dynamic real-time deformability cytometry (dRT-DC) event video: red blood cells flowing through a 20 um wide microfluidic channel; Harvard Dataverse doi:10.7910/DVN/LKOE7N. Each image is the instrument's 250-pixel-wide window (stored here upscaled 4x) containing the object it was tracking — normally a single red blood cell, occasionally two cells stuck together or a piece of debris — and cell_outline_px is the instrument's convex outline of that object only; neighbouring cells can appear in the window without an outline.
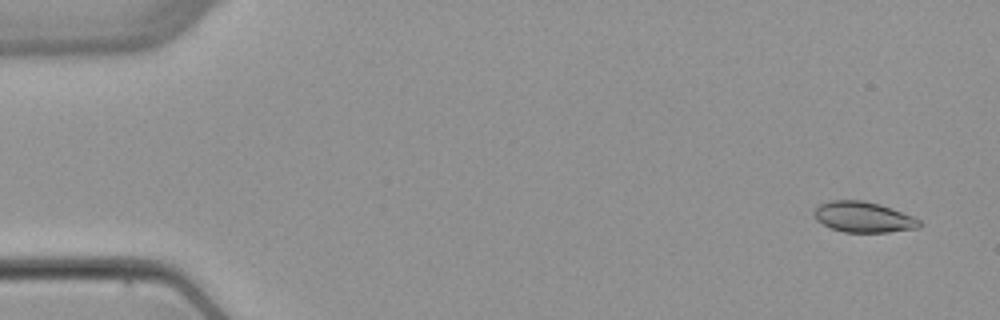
{"species": "common noctule bat (a hibernating species)", "species_latin": "Nyctalus noctula", "temperature_condition": "warm", "stored_images_in_passage": 5, "camera_frame_rate_fps": 3000, "um_per_image_px": 0.085, "animal": {"sex": "female", "body_mass_g": 22.7, "forearm_length_mm": 54.2}, "frame": {"image": 1, "passage_image": 1, "time_ms": 0.0, "image_size_px": [1000, 320], "cell_outline_px": [[920, 228], [888, 232], [844, 232], [832, 228], [816, 220], [812, 212], [820, 204], [832, 200], [864, 200], [880, 204], [892, 208], [912, 216], [920, 220]], "centroid_in_image_um": [73.39, 18.44], "position_along_channel_um": 11.6, "area_um2": 18.79}}
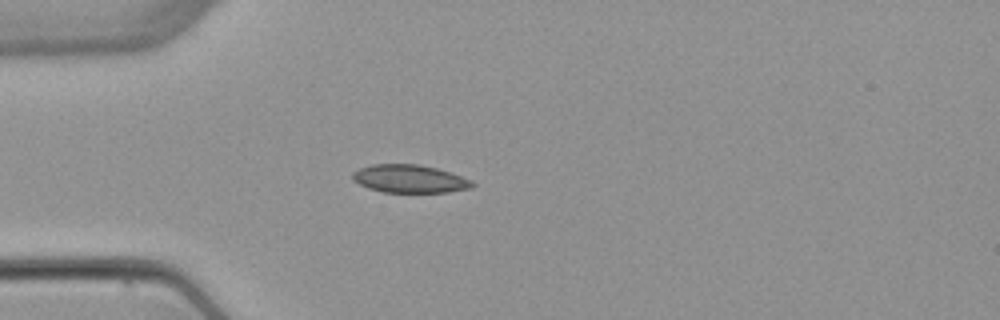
{"frame": {"image": 2, "passage_image": 4, "time_ms": 4.0, "image_size_px": [1000, 320], "cell_outline_px": [[476, 184], [472, 188], [448, 192], [384, 192], [368, 188], [352, 180], [352, 172], [360, 168], [372, 164], [420, 164], [436, 168], [472, 180]], "centroid_in_image_um": [34.81, 15.2], "position_along_channel_um": 50.2, "area_um2": 19.54}}